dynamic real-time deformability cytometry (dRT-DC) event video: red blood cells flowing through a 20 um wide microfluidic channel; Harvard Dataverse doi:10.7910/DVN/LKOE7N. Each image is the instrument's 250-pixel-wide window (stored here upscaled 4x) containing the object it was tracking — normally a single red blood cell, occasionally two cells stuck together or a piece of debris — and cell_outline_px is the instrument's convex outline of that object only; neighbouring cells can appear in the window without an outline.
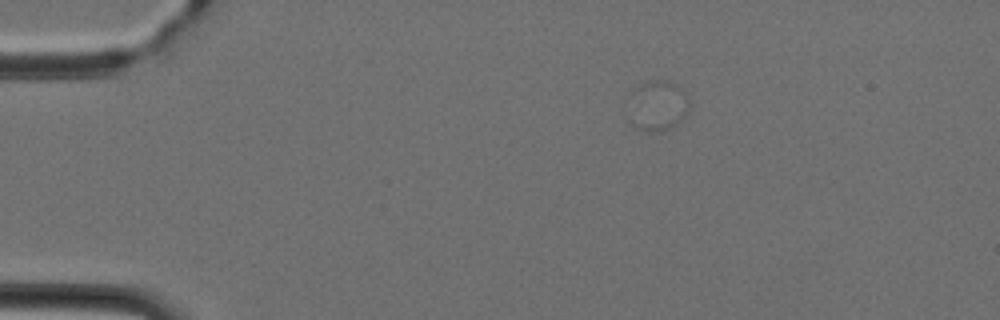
{"species": "Egyptian fruit bat (a non-hibernating species)", "species_latin": "Rousettus aegyptiacus", "temperature_condition": "cold", "stored_images_in_passage": 3, "camera_frame_rate_fps": 3000, "um_per_image_px": 0.085, "animal": {"sex": "female"}, "frame": {"image": 1, "passage_image": 1, "time_ms": 0.0, "image_size_px": [1000, 320], "cell_outline_px": [[688, 112], [676, 124], [668, 128], [636, 128], [628, 124], [628, 120], [632, 92], [640, 84], [656, 80], [664, 80], [676, 84], [688, 96]], "centroid_in_image_um": [55.88, 8.94], "position_along_channel_um": 29.1, "area_um2": 17.22}}